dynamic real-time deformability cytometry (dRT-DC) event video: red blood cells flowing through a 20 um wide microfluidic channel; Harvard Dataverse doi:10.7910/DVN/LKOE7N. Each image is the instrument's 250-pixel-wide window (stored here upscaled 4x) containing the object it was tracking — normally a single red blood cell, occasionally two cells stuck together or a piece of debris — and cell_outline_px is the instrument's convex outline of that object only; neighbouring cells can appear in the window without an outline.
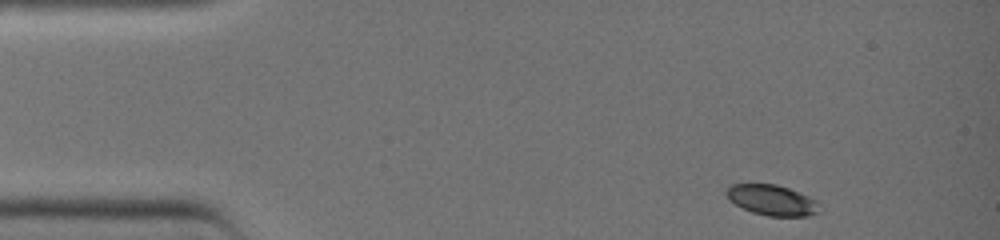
{"species": "common noctule bat (a hibernating species)", "species_latin": "Nyctalus noctula", "temperature_condition": "warm", "stored_images_in_passage": 34, "camera_frame_rate_fps": 3000, "um_per_image_px": 0.085, "animal": {"sex": "female", "body_mass_g": 19.0, "forearm_length_mm": 51.5}, "frame": {"image": 1, "passage_image": 1, "time_ms": 0.0, "image_size_px": [1000, 240], "cell_outline_px": [[820, 212], [808, 216], [768, 216], [752, 212], [728, 200], [724, 192], [732, 184], [776, 184], [788, 188], [808, 196], [816, 200]], "centroid_in_image_um": [65.6, 17.01], "position_along_channel_um": 19.4, "area_um2": 16.47}}
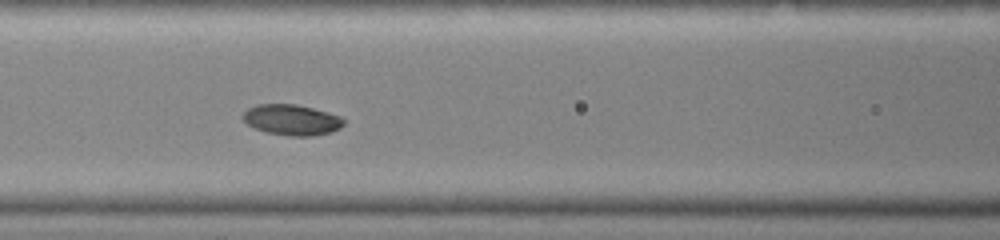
{"frame": {"image": 2, "passage_image": 14, "time_ms": 4.333, "image_size_px": [1000, 240], "cell_outline_px": [[344, 124], [340, 128], [332, 132], [312, 136], [292, 136], [268, 132], [256, 128], [248, 124], [240, 116], [248, 108], [256, 104], [296, 104], [328, 112], [340, 116], [344, 120]], "centroid_in_image_um": [24.8, 10.18], "position_along_channel_um": 141.8, "area_um2": 17.98}}
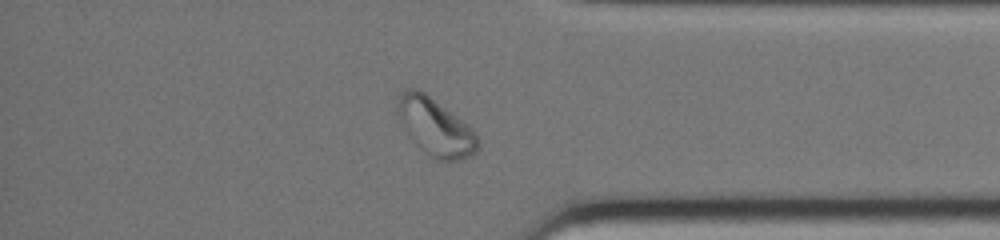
{"frame": {"image": 3, "passage_image": 30, "time_ms": 9.667, "image_size_px": [1000, 240], "cell_outline_px": [[480, 148], [472, 156], [460, 160], [436, 160], [424, 152], [408, 136], [396, 112], [396, 108], [400, 92], [404, 88], [420, 88], [472, 128], [476, 132], [480, 140]], "centroid_in_image_um": [37.01, 10.79], "position_along_channel_um": 398.2, "area_um2": 27.22}}